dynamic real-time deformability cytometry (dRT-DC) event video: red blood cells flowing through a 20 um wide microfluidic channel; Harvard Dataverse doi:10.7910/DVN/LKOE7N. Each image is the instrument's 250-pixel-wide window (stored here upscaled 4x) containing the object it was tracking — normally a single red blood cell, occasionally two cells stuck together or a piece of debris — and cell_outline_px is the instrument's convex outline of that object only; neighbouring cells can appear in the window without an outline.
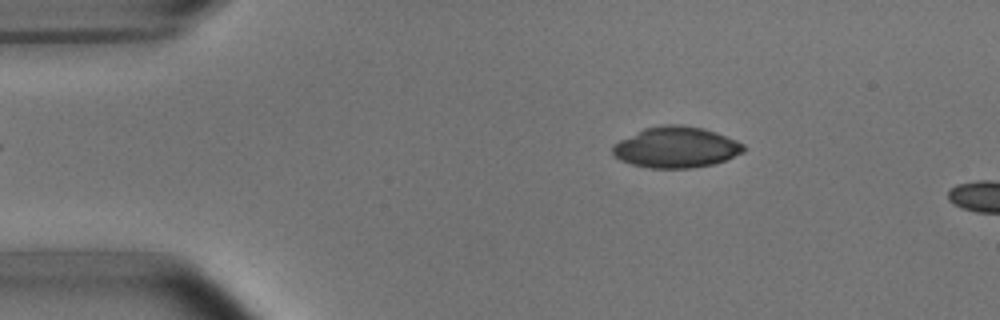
{"species": "common noctule bat (a hibernating species)", "species_latin": "Nyctalus noctula", "temperature_condition": "room temperature", "stored_images_in_passage": 6, "camera_frame_rate_fps": 3000, "um_per_image_px": 0.085, "animal": {"sex": "male", "body_mass_g": 15.6}, "frame": {"image": 1, "passage_image": 6, "time_ms": 5.667, "image_size_px": [1000, 320], "cell_outline_px": [[748, 148], [744, 152], [724, 160], [712, 164], [692, 168], [648, 168], [632, 164], [620, 160], [612, 152], [612, 144], [644, 128], [664, 124], [680, 124], [704, 128], [716, 132], [736, 140], [744, 144]], "centroid_in_image_um": [57.48, 12.51], "position_along_channel_um": 27.5, "area_um2": 31.39}}